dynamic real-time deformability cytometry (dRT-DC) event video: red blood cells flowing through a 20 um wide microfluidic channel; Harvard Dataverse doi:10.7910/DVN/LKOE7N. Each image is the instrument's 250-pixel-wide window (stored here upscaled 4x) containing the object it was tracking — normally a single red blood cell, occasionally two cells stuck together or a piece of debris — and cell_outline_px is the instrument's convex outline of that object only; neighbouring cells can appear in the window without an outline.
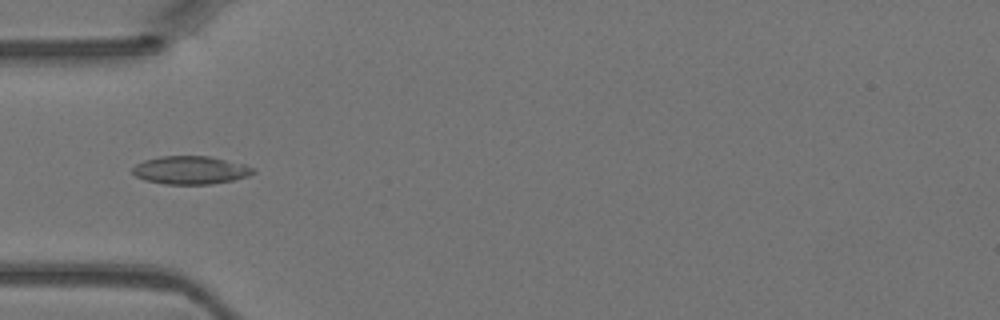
{"species": "Egyptian fruit bat (a non-hibernating species)", "species_latin": "Rousettus aegyptiacus", "temperature_condition": "warm", "stored_images_in_passage": 46, "camera_frame_rate_fps": 3000, "um_per_image_px": 0.085, "animal": {"sex": "female"}, "frame": {"image": 1, "passage_image": 15, "time_ms": 4.667, "image_size_px": [1000, 320], "cell_outline_px": [[256, 172], [248, 176], [232, 180], [212, 184], [164, 184], [144, 180], [136, 176], [132, 172], [132, 168], [136, 164], [144, 160], [160, 156], [208, 156], [244, 164], [256, 168]], "centroid_in_image_um": [16.2, 14.46], "position_along_channel_um": 68.8, "area_um2": 19.83}}
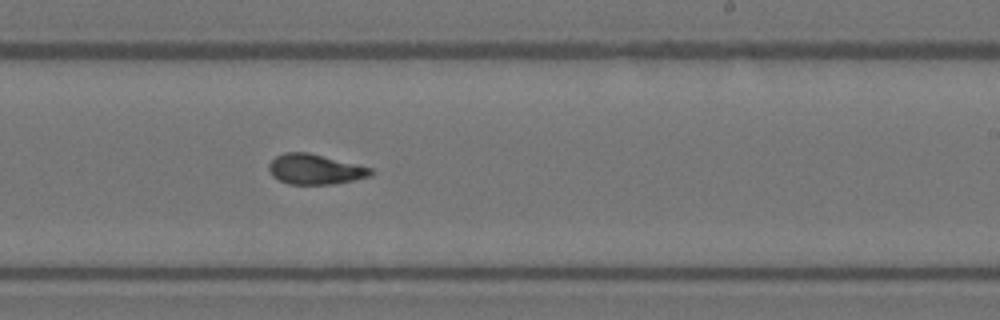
{"frame": {"image": 2, "passage_image": 28, "time_ms": 9.0, "image_size_px": [1000, 320], "cell_outline_px": [[376, 172], [372, 176], [332, 184], [288, 184], [272, 176], [268, 168], [268, 164], [276, 156], [284, 152], [308, 152], [372, 168]], "centroid_in_image_um": [26.78, 14.38], "position_along_channel_um": 262.2, "area_um2": 17.92}}
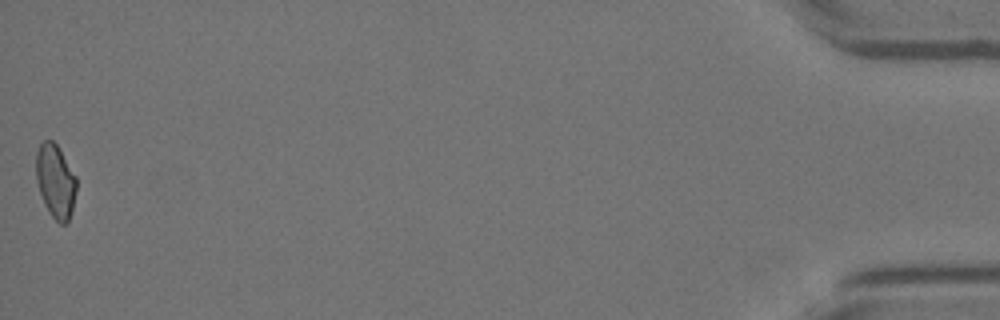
{"frame": {"image": 3, "passage_image": 46, "time_ms": 15.0, "image_size_px": [1000, 320], "cell_outline_px": [[76, 192], [72, 212], [68, 220], [64, 224], [60, 224], [48, 212], [44, 204], [36, 180], [36, 152], [40, 144], [44, 140], [52, 140], [56, 144], [76, 176]], "centroid_in_image_um": [4.71, 15.41], "position_along_channel_um": 430.5, "area_um2": 17.28}}